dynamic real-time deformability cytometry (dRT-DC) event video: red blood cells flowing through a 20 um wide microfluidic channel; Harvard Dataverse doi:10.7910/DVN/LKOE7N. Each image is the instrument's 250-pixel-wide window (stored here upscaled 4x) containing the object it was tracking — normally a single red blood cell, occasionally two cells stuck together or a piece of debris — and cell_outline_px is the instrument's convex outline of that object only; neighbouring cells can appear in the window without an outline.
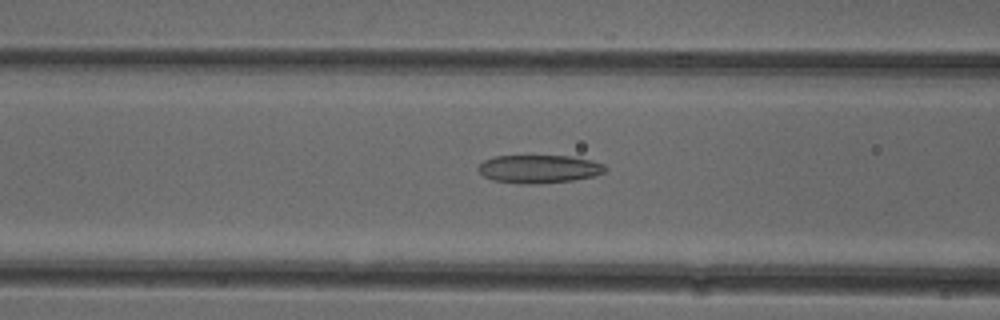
{"species": "common noctule bat (a hibernating species)", "species_latin": "Nyctalus noctula", "temperature_condition": "cold", "stored_images_in_passage": 42, "camera_frame_rate_fps": 3000, "um_per_image_px": 0.085, "animal": {"sex": "female"}, "frame": {"image": 1, "passage_image": 11, "time_ms": 3.333, "image_size_px": [1000, 320], "cell_outline_px": [[608, 168], [604, 172], [596, 176], [572, 180], [532, 184], [524, 184], [492, 180], [484, 176], [476, 168], [484, 160], [492, 156], [572, 156], [604, 164]], "centroid_in_image_um": [45.81, 14.36], "position_along_channel_um": 120.8, "area_um2": 20.81}}
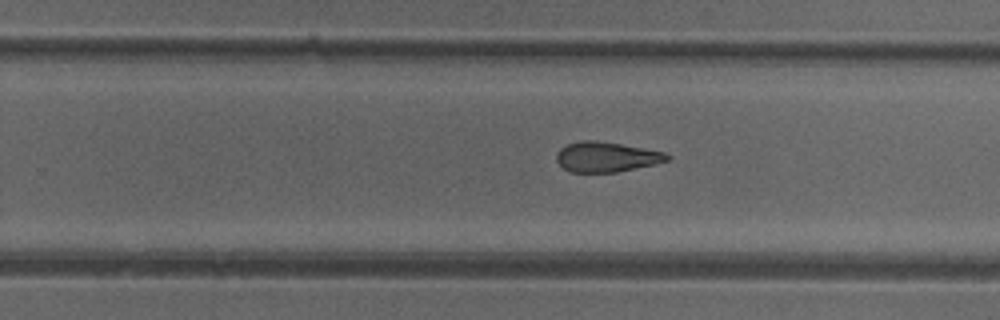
{"frame": {"image": 2, "passage_image": 23, "time_ms": 7.333, "image_size_px": [1000, 320], "cell_outline_px": [[672, 156], [668, 160], [656, 164], [616, 172], [568, 172], [556, 160], [556, 156], [560, 148], [568, 144], [580, 140], [592, 140], [620, 144], [664, 152]], "centroid_in_image_um": [51.53, 13.34], "position_along_channel_um": 278.3, "area_um2": 19.25}}
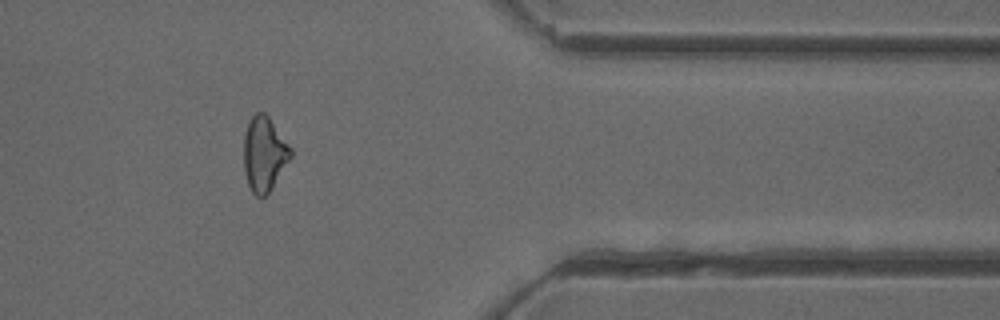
{"frame": {"image": 3, "passage_image": 33, "time_ms": 10.667, "image_size_px": [1000, 320], "cell_outline_px": [[292, 156], [268, 192], [264, 196], [256, 196], [252, 192], [248, 184], [244, 172], [244, 136], [248, 120], [256, 112], [264, 112], [268, 116], [292, 148]], "centroid_in_image_um": [22.44, 13.05], "position_along_channel_um": 389.0, "area_um2": 20.23}, "authors_computed_cell_mechanics": {"area_um2": 20.7791, "velocity_mm_per_s": 3.9383, "shape_relaxation_time_tau1_ms": null, "shape_relaxation_time_tau2_ms": 4.3455, "deformation_change_tau1": null, "deformation_change_tau2": 0.1411}}